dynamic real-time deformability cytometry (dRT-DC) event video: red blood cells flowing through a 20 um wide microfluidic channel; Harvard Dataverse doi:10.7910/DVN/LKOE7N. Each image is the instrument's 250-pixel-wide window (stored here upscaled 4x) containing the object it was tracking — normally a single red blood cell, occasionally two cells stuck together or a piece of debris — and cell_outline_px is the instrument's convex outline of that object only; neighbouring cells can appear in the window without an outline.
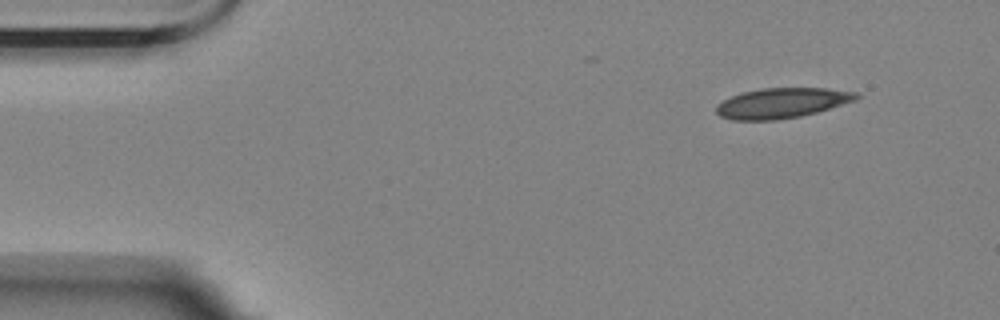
{"species": "Egyptian fruit bat (a non-hibernating species)", "species_latin": "Rousettus aegyptiacus", "temperature_condition": "room temperature", "stored_images_in_passage": 5, "camera_frame_rate_fps": 3000, "um_per_image_px": 0.085, "animal": {"sex": "female"}, "frame": {"image": 1, "passage_image": 1, "time_ms": 0.0, "image_size_px": [1000, 320], "cell_outline_px": [[860, 96], [856, 100], [816, 112], [800, 116], [776, 120], [732, 120], [720, 116], [716, 112], [716, 108], [724, 100], [740, 92], [760, 88], [824, 88], [856, 92]], "centroid_in_image_um": [66.45, 8.75], "position_along_channel_um": 18.6, "area_um2": 24.45}}
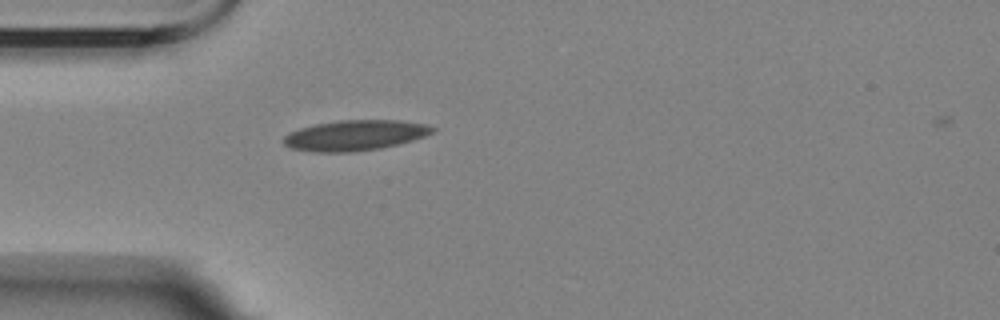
{"frame": {"image": 2, "passage_image": 4, "time_ms": 3.333, "image_size_px": [1000, 320], "cell_outline_px": [[436, 128], [432, 132], [424, 136], [400, 144], [380, 148], [352, 152], [312, 152], [292, 148], [284, 144], [284, 136], [300, 128], [316, 124], [340, 120], [396, 120], [424, 124]], "centroid_in_image_um": [30.17, 11.51], "position_along_channel_um": 54.8, "area_um2": 26.13}}